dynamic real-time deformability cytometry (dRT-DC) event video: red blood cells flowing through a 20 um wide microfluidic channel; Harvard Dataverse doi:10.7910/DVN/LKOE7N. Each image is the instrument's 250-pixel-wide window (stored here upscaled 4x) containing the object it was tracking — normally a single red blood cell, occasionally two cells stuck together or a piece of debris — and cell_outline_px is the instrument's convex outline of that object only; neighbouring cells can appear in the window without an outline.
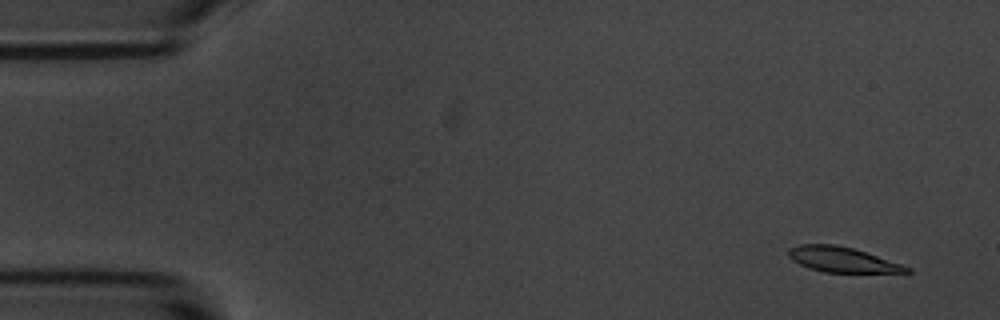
{"species": "common noctule bat (a hibernating species)", "species_latin": "Nyctalus noctula", "temperature_condition": "room temperature", "stored_images_in_passage": 7, "camera_frame_rate_fps": 3000, "um_per_image_px": 0.085, "animal": {"sex": "male", "body_mass_g": 20.1, "forearm_length_mm": 53.5}, "frame": {"image": 1, "passage_image": 1, "time_ms": 0.0, "image_size_px": [1000, 320], "cell_outline_px": [[912, 272], [824, 272], [808, 268], [792, 260], [788, 256], [788, 248], [800, 244], [836, 244], [852, 248], [912, 268]], "centroid_in_image_um": [71.52, 22.06], "position_along_channel_um": 13.5, "area_um2": 17.05}}
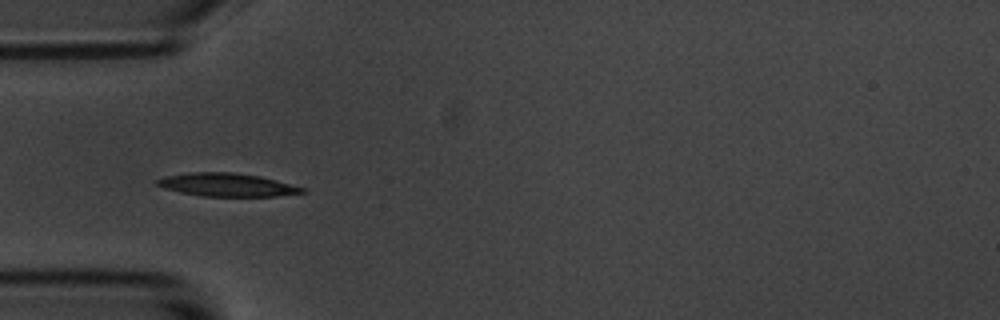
{"frame": {"image": 2, "passage_image": 5, "time_ms": 4.667, "image_size_px": [1000, 320], "cell_outline_px": [[308, 192], [276, 196], [200, 196], [180, 192], [164, 188], [156, 184], [156, 180], [168, 176], [188, 172], [232, 172], [260, 176], [276, 180], [304, 188]], "centroid_in_image_um": [19.3, 15.71], "position_along_channel_um": 65.7, "area_um2": 19.48}}
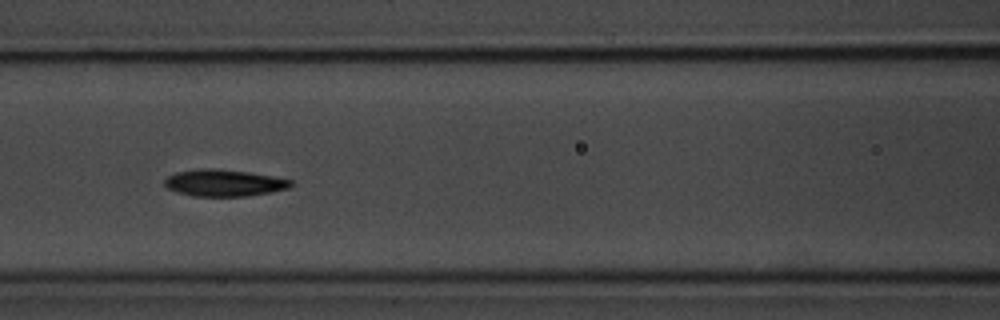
{"frame": {"image": 3, "passage_image": 7, "time_ms": 7.0, "image_size_px": [1000, 320], "cell_outline_px": [[292, 188], [272, 192], [248, 196], [192, 196], [176, 192], [168, 188], [164, 184], [164, 180], [168, 176], [176, 172], [200, 168], [216, 168], [248, 172], [272, 176], [292, 180]], "centroid_in_image_um": [19.05, 15.55], "position_along_channel_um": 147.5, "area_um2": 19.88}}